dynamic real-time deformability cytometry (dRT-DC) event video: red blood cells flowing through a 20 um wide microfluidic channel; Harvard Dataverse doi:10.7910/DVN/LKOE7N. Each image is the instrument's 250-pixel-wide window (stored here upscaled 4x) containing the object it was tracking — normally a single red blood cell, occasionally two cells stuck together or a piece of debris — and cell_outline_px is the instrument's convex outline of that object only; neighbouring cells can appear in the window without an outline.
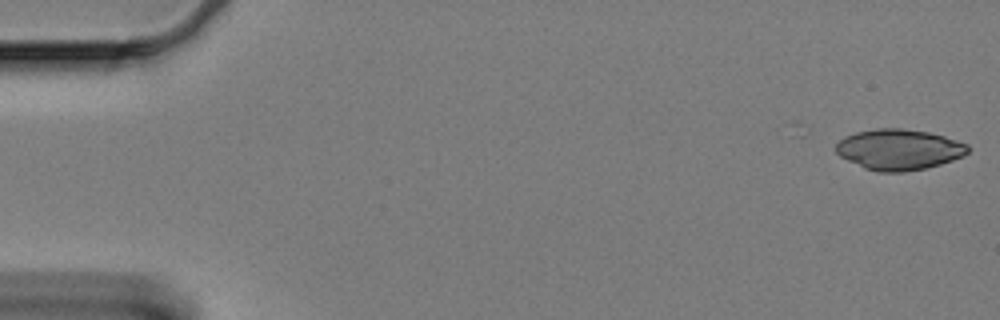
{"species": "Egyptian fruit bat (a non-hibernating species)", "species_latin": "Rousettus aegyptiacus", "temperature_condition": "cold", "stored_images_in_passage": 10, "camera_frame_rate_fps": 3000, "um_per_image_px": 0.085, "animal": {"sex": "female"}, "frame": {"image": 1, "passage_image": 1, "time_ms": 0.0, "image_size_px": [1000, 320], "cell_outline_px": [[968, 152], [964, 156], [940, 164], [924, 168], [904, 172], [880, 172], [864, 168], [840, 156], [836, 152], [836, 144], [844, 136], [856, 132], [876, 128], [900, 128], [928, 132], [944, 136], [968, 144]], "centroid_in_image_um": [76.4, 12.7], "position_along_channel_um": 8.6, "area_um2": 31.21}}